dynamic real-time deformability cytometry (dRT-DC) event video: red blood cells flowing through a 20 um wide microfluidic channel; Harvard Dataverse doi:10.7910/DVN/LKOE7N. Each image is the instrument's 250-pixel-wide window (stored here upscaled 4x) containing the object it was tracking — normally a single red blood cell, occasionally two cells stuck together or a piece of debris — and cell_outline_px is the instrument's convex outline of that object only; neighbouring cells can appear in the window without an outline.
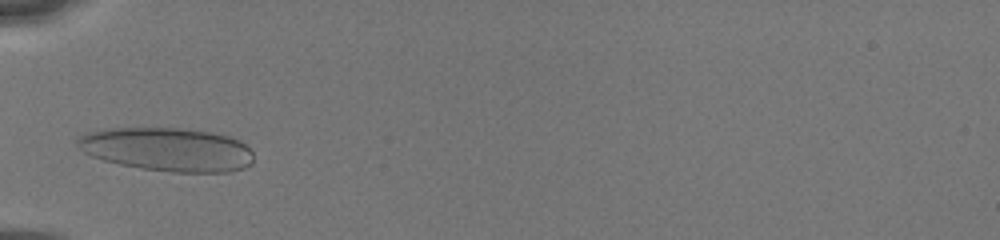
{"species": "human", "species_latin": "Homo sapiens", "temperature_condition": "cold", "stored_images_in_passage": 4, "camera_frame_rate_fps": 3000, "um_per_image_px": 0.085, "donor": {"sex": "male"}, "frame": {"image": 1, "passage_image": 3, "time_ms": 1.667, "image_size_px": [1000, 240], "cell_outline_px": [[252, 160], [244, 168], [228, 172], [172, 172], [140, 168], [120, 164], [104, 160], [92, 156], [84, 152], [76, 144], [76, 140], [84, 132], [100, 128], [184, 128], [212, 132], [232, 136], [240, 140], [252, 152]], "centroid_in_image_um": [14.2, 12.68], "position_along_channel_um": 70.8, "area_um2": 45.03}}